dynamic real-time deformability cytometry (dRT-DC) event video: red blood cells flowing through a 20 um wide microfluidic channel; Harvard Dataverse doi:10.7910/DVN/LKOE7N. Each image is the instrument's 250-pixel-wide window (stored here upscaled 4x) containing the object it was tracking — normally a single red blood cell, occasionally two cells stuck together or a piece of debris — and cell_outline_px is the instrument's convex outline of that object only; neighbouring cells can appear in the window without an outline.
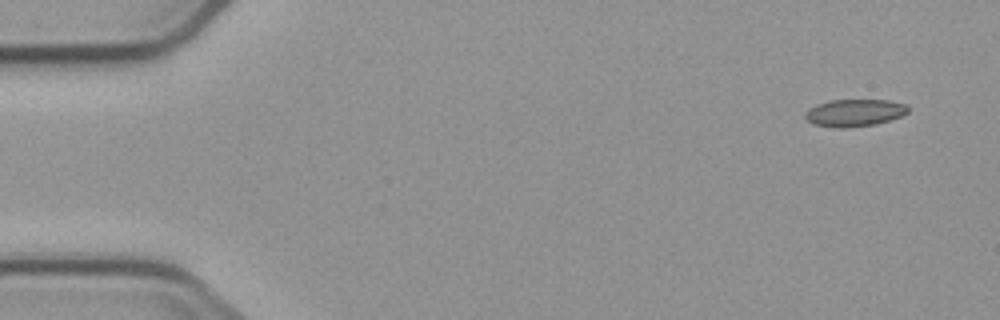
{"species": "common noctule bat (a hibernating species)", "species_latin": "Nyctalus noctula", "temperature_condition": "cold", "stored_images_in_passage": 3, "segment_of_instrument_passage": [2, 2], "camera_frame_rate_fps": 3000, "um_per_image_px": 0.085, "animal": {"sex": "male", "body_mass_g": 23.1, "forearm_length_mm": 52.7}, "frame": {"image": 1, "passage_image": 3, "time_ms": 2.333, "image_size_px": [1000, 320], "cell_outline_px": [[908, 112], [900, 116], [876, 124], [844, 128], [840, 128], [812, 124], [804, 120], [804, 112], [808, 108], [816, 104], [828, 100], [888, 100], [908, 104]], "centroid_in_image_um": [72.57, 9.58], "position_along_channel_um": 12.4, "area_um2": 16.53}}